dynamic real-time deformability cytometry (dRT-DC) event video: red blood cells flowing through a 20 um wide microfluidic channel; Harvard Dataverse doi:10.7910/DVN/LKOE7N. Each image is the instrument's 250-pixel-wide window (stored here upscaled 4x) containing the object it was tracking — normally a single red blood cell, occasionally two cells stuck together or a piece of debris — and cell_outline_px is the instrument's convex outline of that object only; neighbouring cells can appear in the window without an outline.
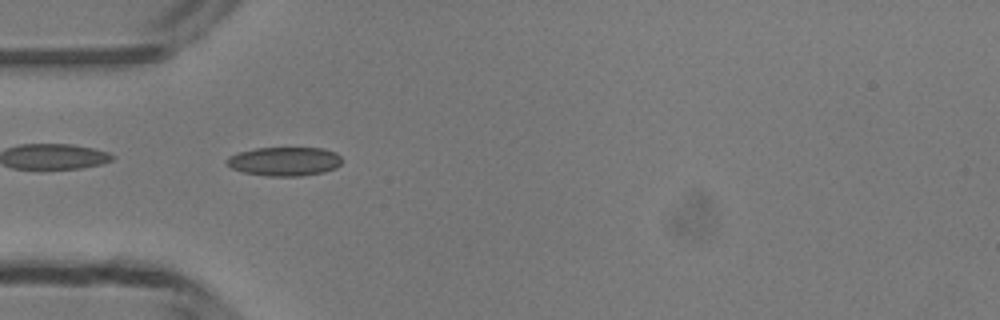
{"species": "common noctule bat (a hibernating species)", "species_latin": "Nyctalus noctula", "temperature_condition": "room temperature", "stored_images_in_passage": 46, "camera_frame_rate_fps": 3000, "um_per_image_px": 0.085, "animal": {"sex": "male", "body_mass_g": 13.3}, "frame": {"image": 1, "passage_image": 12, "time_ms": 3.667, "image_size_px": [1000, 320], "cell_outline_px": [[340, 164], [336, 168], [324, 172], [300, 176], [268, 176], [240, 172], [232, 168], [228, 164], [228, 156], [240, 152], [256, 148], [320, 148], [336, 152], [340, 156]], "centroid_in_image_um": [24.19, 13.72], "position_along_channel_um": 60.8, "area_um2": 19.31}}
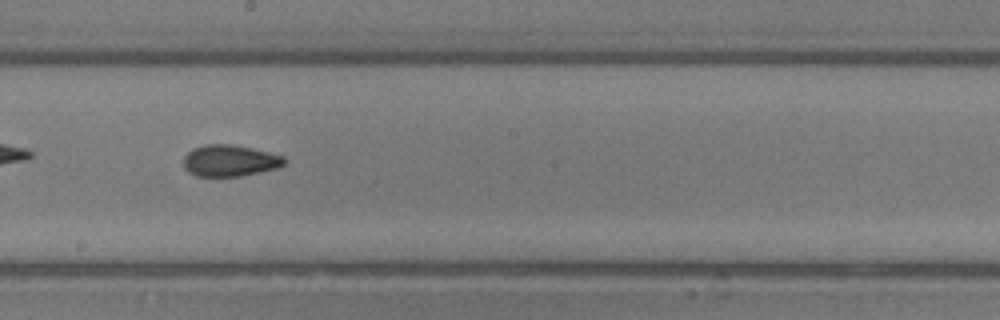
{"frame": {"image": 2, "passage_image": 24, "time_ms": 7.667, "image_size_px": [1000, 320], "cell_outline_px": [[284, 164], [276, 168], [260, 172], [240, 176], [196, 176], [188, 172], [184, 168], [184, 156], [192, 148], [204, 144], [232, 144], [252, 148], [284, 156]], "centroid_in_image_um": [19.49, 13.65], "position_along_channel_um": 228.7, "area_um2": 18.5}}
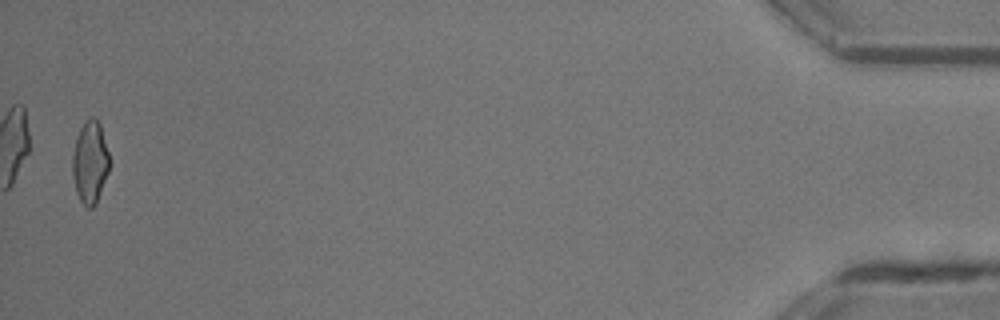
{"frame": {"image": 3, "passage_image": 45, "time_ms": 14.667, "image_size_px": [1000, 320], "cell_outline_px": [[108, 172], [96, 204], [92, 208], [88, 208], [80, 200], [76, 192], [72, 176], [72, 156], [76, 136], [80, 128], [92, 116], [100, 124], [108, 152]], "centroid_in_image_um": [7.63, 13.82], "position_along_channel_um": 427.6, "area_um2": 17.51}, "authors_computed_cell_mechanics": {"area_um2": 18.4671, "velocity_mm_per_s": 4.2305, "shape_relaxation_time_tau1_ms": 7.7019, "shape_relaxation_time_tau2_ms": 1.7532, "deformation_change_tau1": 0.1558, "deformation_change_tau2": 0.0829}}